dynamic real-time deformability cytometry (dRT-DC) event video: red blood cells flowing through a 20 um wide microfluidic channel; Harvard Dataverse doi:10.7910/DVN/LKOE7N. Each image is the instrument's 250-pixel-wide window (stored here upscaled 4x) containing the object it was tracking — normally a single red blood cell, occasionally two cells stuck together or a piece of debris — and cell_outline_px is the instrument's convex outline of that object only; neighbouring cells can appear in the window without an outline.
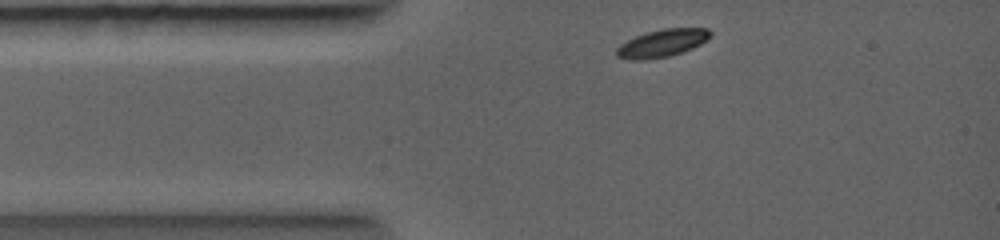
{"species": "common noctule bat (a hibernating species)", "species_latin": "Nyctalus noctula", "temperature_condition": "warm", "stored_images_in_passage": 9, "camera_frame_rate_fps": 5000, "um_per_image_px": 0.085, "animal": {"sex": "female", "body_mass_g": 19.0, "forearm_length_mm": 56.7}, "frame": {"image": 1, "passage_image": 1, "time_ms": 0.0, "image_size_px": [1000, 240], "cell_outline_px": [[712, 36], [700, 44], [692, 48], [668, 56], [644, 60], [628, 60], [616, 56], [616, 48], [620, 44], [644, 32], [664, 28], [708, 28], [712, 32]], "centroid_in_image_um": [56.27, 3.66], "position_along_channel_um": 28.7, "area_um2": 15.14}}
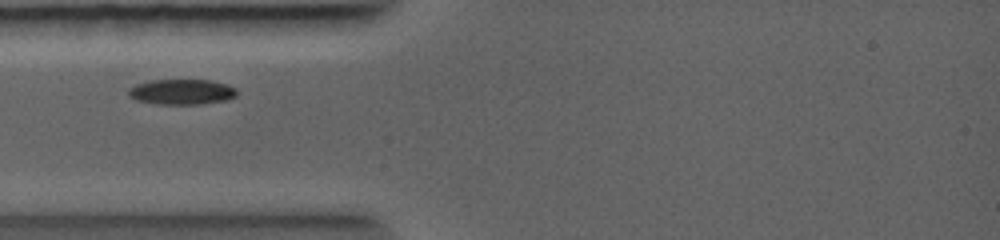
{"frame": {"image": 2, "passage_image": 4, "time_ms": 1.0, "image_size_px": [1000, 240], "cell_outline_px": [[236, 96], [228, 100], [204, 104], [156, 104], [136, 100], [128, 96], [128, 88], [136, 84], [148, 80], [212, 80], [228, 84], [236, 88]], "centroid_in_image_um": [15.45, 7.81], "position_along_channel_um": 69.6, "area_um2": 16.3}}
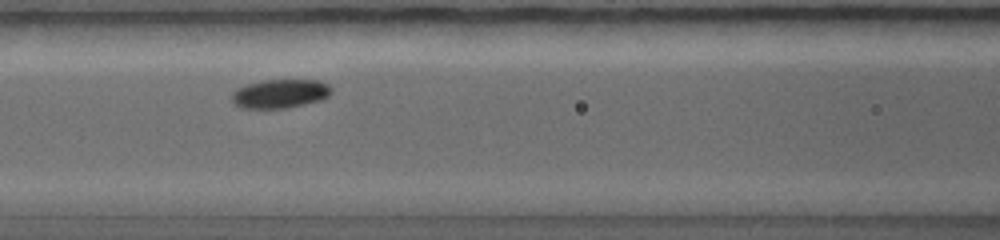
{"frame": {"image": 3, "passage_image": 8, "time_ms": 2.2, "image_size_px": [1000, 240], "cell_outline_px": [[332, 92], [324, 100], [288, 108], [240, 108], [232, 104], [232, 92], [236, 88], [244, 84], [264, 80], [320, 80], [328, 84], [332, 88]], "centroid_in_image_um": [23.8, 7.96], "position_along_channel_um": 142.8, "area_um2": 17.17}}